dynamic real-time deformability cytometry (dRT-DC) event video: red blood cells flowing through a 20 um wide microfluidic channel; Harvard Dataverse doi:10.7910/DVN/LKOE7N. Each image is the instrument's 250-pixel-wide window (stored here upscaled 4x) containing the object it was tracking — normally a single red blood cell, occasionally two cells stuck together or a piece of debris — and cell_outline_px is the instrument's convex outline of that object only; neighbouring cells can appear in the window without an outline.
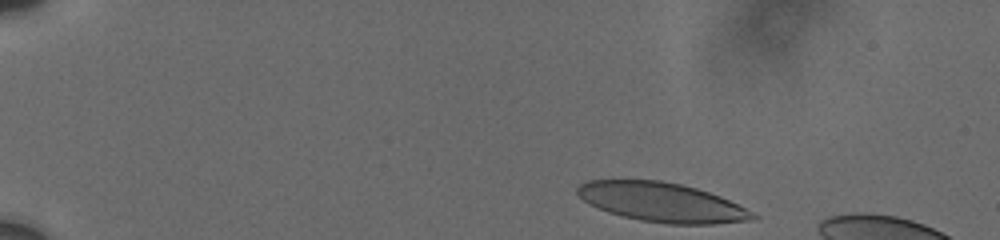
{"species": "human", "species_latin": "Homo sapiens", "temperature_condition": "cold", "stored_images_in_passage": 5, "camera_frame_rate_fps": 3000, "um_per_image_px": 0.085, "donor": {"sex": "male"}, "frame": {"image": 1, "passage_image": 1, "time_ms": 0.0, "image_size_px": [1000, 240], "cell_outline_px": [[760, 216], [756, 220], [712, 224], [668, 224], [640, 220], [608, 212], [584, 200], [576, 192], [576, 188], [580, 184], [588, 180], [660, 180], [680, 184], [696, 188], [720, 196]], "centroid_in_image_um": [56.28, 17.19], "position_along_channel_um": 28.7, "area_um2": 39.82}}